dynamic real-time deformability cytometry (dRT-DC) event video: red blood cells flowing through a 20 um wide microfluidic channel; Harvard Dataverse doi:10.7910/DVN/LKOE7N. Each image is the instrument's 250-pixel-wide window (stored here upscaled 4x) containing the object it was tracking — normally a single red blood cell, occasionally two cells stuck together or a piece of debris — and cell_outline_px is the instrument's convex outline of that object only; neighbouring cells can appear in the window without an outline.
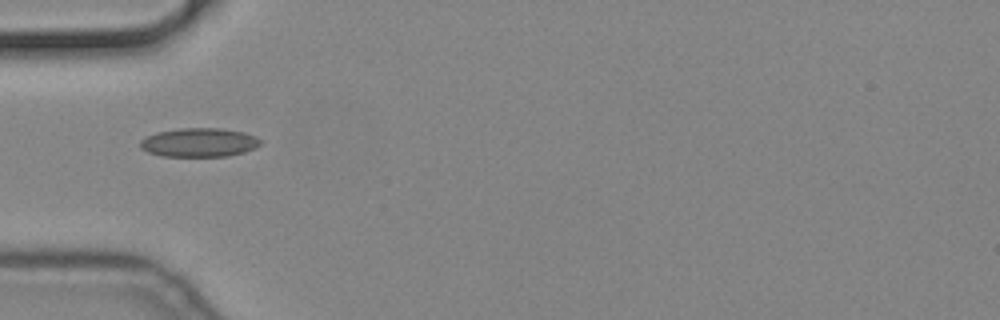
{"species": "common noctule bat (a hibernating species)", "species_latin": "Nyctalus noctula", "temperature_condition": "cold", "stored_images_in_passage": 5, "camera_frame_rate_fps": 3000, "um_per_image_px": 0.085, "animal": {"sex": "male", "body_mass_g": 19.2, "forearm_length_mm": 51.8}, "frame": {"image": 1, "passage_image": 1, "time_ms": 0.0, "image_size_px": [1000, 320], "cell_outline_px": [[260, 144], [256, 148], [244, 152], [228, 156], [160, 156], [148, 152], [140, 148], [140, 140], [144, 136], [156, 132], [180, 128], [220, 128], [244, 132], [256, 136], [260, 140]], "centroid_in_image_um": [16.9, 12.1], "position_along_channel_um": 68.1, "area_um2": 20.4}}
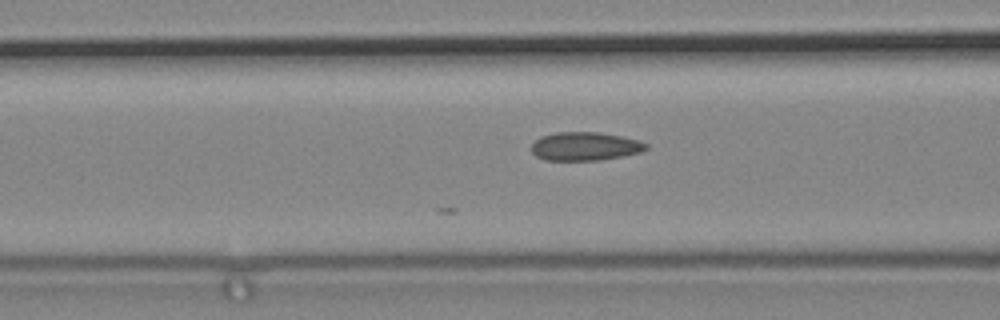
{"frame": {"image": 2, "passage_image": 5, "time_ms": 1.333, "image_size_px": [1000, 320], "cell_outline_px": [[648, 148], [640, 152], [624, 156], [600, 160], [544, 160], [536, 156], [532, 152], [532, 144], [540, 136], [556, 132], [600, 132], [640, 140], [648, 144]], "centroid_in_image_um": [49.74, 12.43], "position_along_channel_um": 116.9, "area_um2": 19.13}}